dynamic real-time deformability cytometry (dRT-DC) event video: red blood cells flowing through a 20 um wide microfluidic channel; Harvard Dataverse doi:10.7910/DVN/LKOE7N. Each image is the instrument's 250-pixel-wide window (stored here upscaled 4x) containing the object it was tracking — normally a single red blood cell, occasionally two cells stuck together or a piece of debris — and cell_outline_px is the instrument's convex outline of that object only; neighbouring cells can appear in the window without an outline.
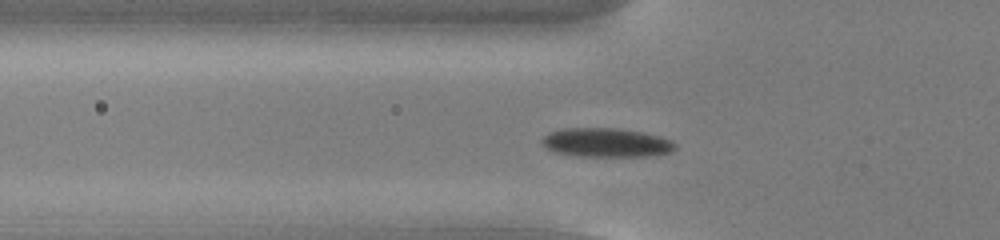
{"species": "common noctule bat (a hibernating species)", "species_latin": "Nyctalus noctula", "temperature_condition": "cold", "stored_images_in_passage": 48, "camera_frame_rate_fps": 3000, "um_per_image_px": 0.085, "animal": {"sex": "male", "body_mass_g": 13.0, "forearm_length_mm": 53.1}, "frame": {"image": 1, "passage_image": 12, "time_ms": 3.667, "image_size_px": [1000, 240], "cell_outline_px": [[676, 148], [672, 152], [656, 156], [580, 156], [552, 152], [540, 140], [548, 132], [564, 128], [620, 128], [644, 132], [660, 136], [672, 140], [676, 144]], "centroid_in_image_um": [51.58, 12.12], "position_along_channel_um": 74.2, "area_um2": 22.83}}
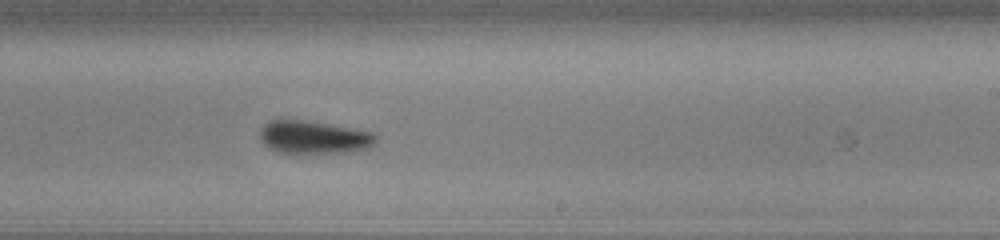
{"frame": {"image": 2, "passage_image": 27, "time_ms": 8.667, "image_size_px": [1000, 240], "cell_outline_px": [[376, 140], [368, 148], [348, 152], [276, 152], [268, 148], [260, 140], [260, 128], [268, 120], [304, 120], [328, 124], [372, 132], [376, 136]], "centroid_in_image_um": [26.61, 11.66], "position_along_channel_um": 262.4, "area_um2": 21.96}}
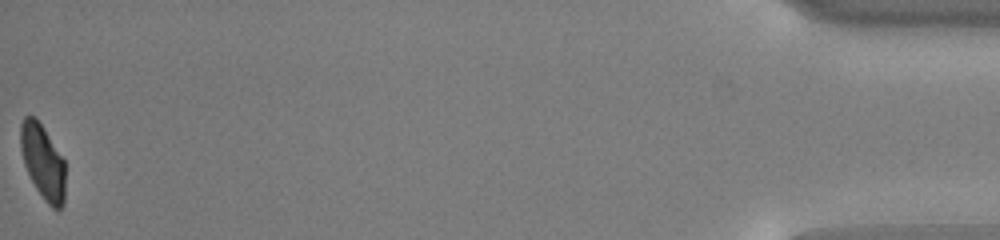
{"frame": {"image": 3, "passage_image": 48, "time_ms": 15.667, "image_size_px": [1000, 240], "cell_outline_px": [[64, 204], [60, 208], [52, 208], [44, 200], [36, 188], [24, 164], [20, 148], [20, 124], [24, 116], [36, 116], [44, 128], [64, 160]], "centroid_in_image_um": [3.62, 13.72], "position_along_channel_um": 431.6, "area_um2": 19.36}, "authors_computed_cell_mechanics": {"area_um2": 22.0507, "velocity_mm_per_s": 3.7754, "shape_relaxation_time_tau1_ms": 3.0053, "shape_relaxation_time_tau2_ms": 4.016, "deformation_change_tau1": 0.0958, "deformation_change_tau2": 0.0555}}